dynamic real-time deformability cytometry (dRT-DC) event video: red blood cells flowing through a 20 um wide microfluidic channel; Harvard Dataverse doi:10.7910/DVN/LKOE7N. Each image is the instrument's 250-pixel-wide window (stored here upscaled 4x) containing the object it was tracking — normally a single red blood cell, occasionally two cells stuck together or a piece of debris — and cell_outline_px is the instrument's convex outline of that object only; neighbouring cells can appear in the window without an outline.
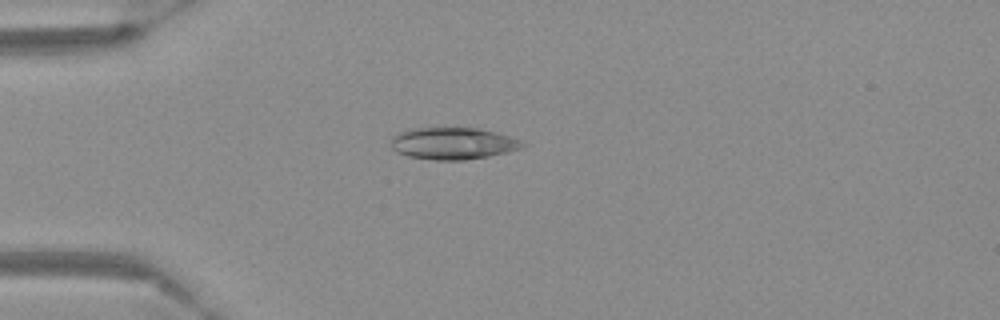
{"species": "Egyptian fruit bat (a non-hibernating species)", "species_latin": "Rousettus aegyptiacus", "temperature_condition": "warm", "stored_images_in_passage": 42, "camera_frame_rate_fps": 3000, "um_per_image_px": 0.085, "frame": {"image": 1, "passage_image": 1, "time_ms": 0.0, "image_size_px": [1000, 320], "cell_outline_px": [[528, 144], [520, 148], [508, 152], [488, 156], [464, 160], [432, 160], [408, 156], [396, 152], [388, 144], [392, 136], [400, 132], [416, 128], [476, 128], [496, 132], [520, 140]], "centroid_in_image_um": [38.47, 12.2], "position_along_channel_um": 46.5, "area_um2": 24.51}}
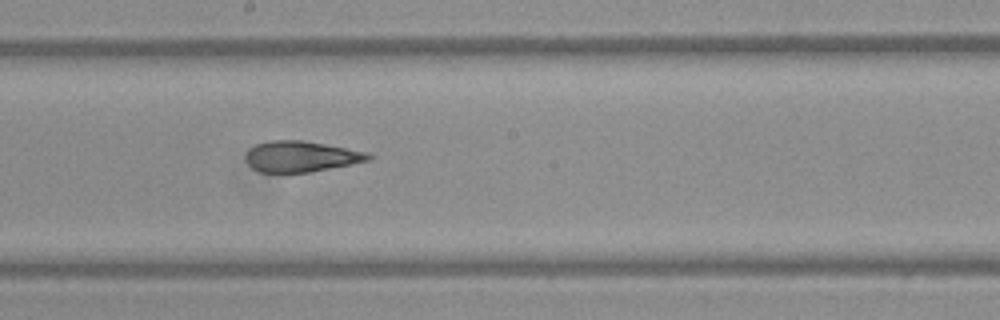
{"frame": {"image": 2, "passage_image": 17, "time_ms": 5.333, "image_size_px": [1000, 320], "cell_outline_px": [[376, 156], [372, 160], [312, 172], [260, 172], [252, 168], [248, 164], [244, 156], [256, 144], [272, 140], [300, 140], [324, 144], [368, 152]], "centroid_in_image_um": [25.64, 13.31], "position_along_channel_um": 222.6, "area_um2": 22.08}}
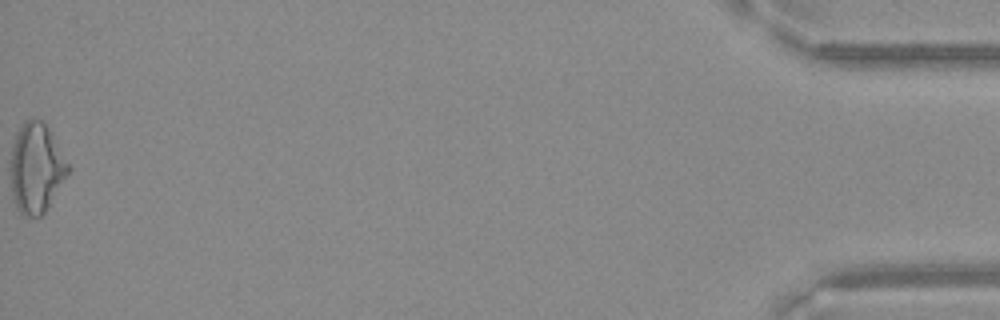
{"frame": {"image": 3, "passage_image": 42, "time_ms": 13.667, "image_size_px": [1000, 320], "cell_outline_px": [[72, 168], [44, 212], [40, 216], [24, 216], [16, 208], [12, 196], [12, 148], [16, 132], [24, 120], [40, 120], [44, 124]], "centroid_in_image_um": [3.08, 14.31], "position_along_channel_um": 432.1, "area_um2": 29.42}}